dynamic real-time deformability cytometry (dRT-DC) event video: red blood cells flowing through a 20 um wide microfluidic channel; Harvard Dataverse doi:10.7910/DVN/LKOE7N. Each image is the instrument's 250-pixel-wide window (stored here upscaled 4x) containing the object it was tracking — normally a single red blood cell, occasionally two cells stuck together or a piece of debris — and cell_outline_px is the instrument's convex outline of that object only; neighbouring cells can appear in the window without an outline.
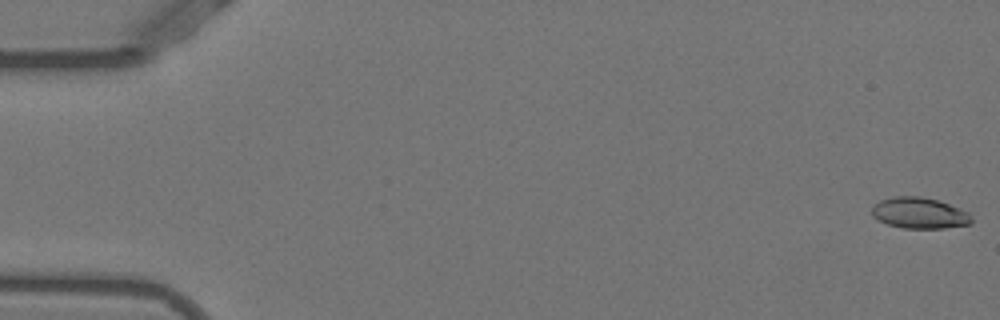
{"species": "Egyptian fruit bat (a non-hibernating species)", "species_latin": "Rousettus aegyptiacus", "temperature_condition": "warm", "stored_images_in_passage": 53, "camera_frame_rate_fps": 3000, "um_per_image_px": 0.085, "animal": {"sex": "female"}, "frame": {"image": 1, "passage_image": 1, "time_ms": 0.0, "image_size_px": [1000, 320], "cell_outline_px": [[972, 224], [944, 228], [904, 228], [888, 224], [872, 216], [872, 208], [880, 200], [896, 196], [920, 196], [936, 200], [960, 208], [968, 212], [972, 216]], "centroid_in_image_um": [78.18, 18.11], "position_along_channel_um": 6.8, "area_um2": 17.92}}
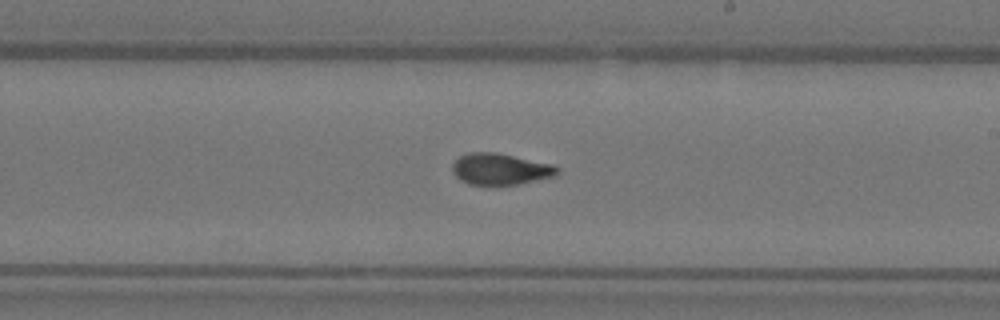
{"frame": {"image": 2, "passage_image": 31, "time_ms": 10.0, "image_size_px": [1000, 320], "cell_outline_px": [[560, 172], [556, 176], [520, 184], [496, 188], [468, 184], [460, 180], [452, 172], [452, 164], [460, 156], [468, 152], [496, 152], [552, 164], [560, 168]], "centroid_in_image_um": [42.53, 14.42], "position_along_channel_um": 246.5, "area_um2": 20.0}}
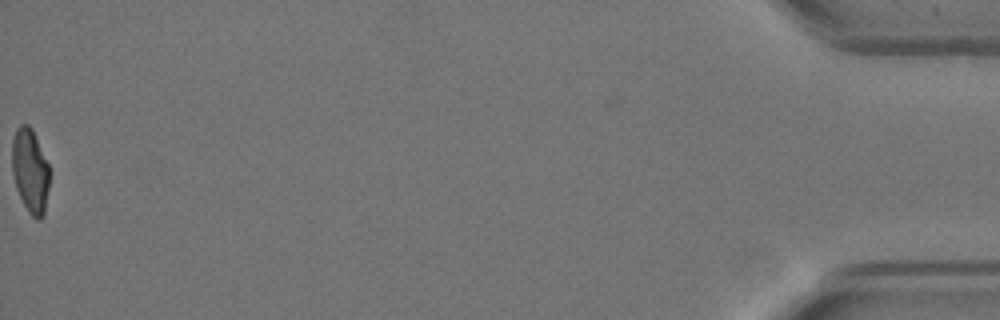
{"frame": {"image": 3, "passage_image": 53, "time_ms": 17.333, "image_size_px": [1000, 320], "cell_outline_px": [[48, 188], [44, 216], [40, 220], [36, 220], [28, 212], [16, 188], [12, 172], [12, 140], [16, 128], [20, 124], [28, 124], [32, 128], [48, 164]], "centroid_in_image_um": [2.55, 14.51], "position_along_channel_um": 432.7, "area_um2": 18.32}, "authors_computed_cell_mechanics": {"area_um2": 19.0162, "velocity_mm_per_s": 3.9039, "shape_relaxation_time_tau1_ms": 7.3413, "shape_relaxation_time_tau2_ms": 1.5871, "deformation_change_tau1": 0.2126, "deformation_change_tau2": 0.0759}}